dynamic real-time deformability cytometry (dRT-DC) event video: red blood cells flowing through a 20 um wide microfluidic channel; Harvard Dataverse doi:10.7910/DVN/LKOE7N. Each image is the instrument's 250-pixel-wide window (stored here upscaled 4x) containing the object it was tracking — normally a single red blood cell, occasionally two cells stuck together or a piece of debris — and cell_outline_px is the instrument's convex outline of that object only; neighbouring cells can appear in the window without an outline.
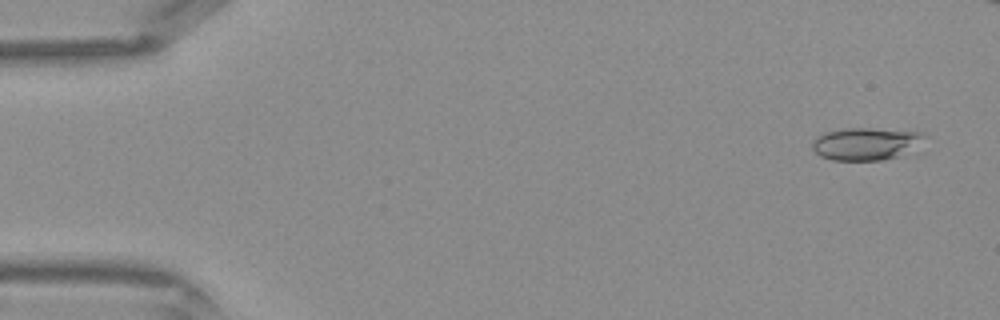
{"species": "Egyptian fruit bat (a non-hibernating species)", "species_latin": "Rousettus aegyptiacus", "temperature_condition": "warm", "stored_images_in_passage": 39, "camera_frame_rate_fps": 3000, "um_per_image_px": 0.085, "frame": {"image": 1, "passage_image": 2, "time_ms": 0.333, "image_size_px": [1000, 320], "cell_outline_px": [[924, 136], [916, 144], [896, 156], [884, 160], [832, 160], [820, 156], [812, 148], [812, 144], [816, 136], [824, 132], [844, 128], [872, 128], [924, 132]], "centroid_in_image_um": [73.48, 12.2], "position_along_channel_um": 11.5, "area_um2": 20.75}}
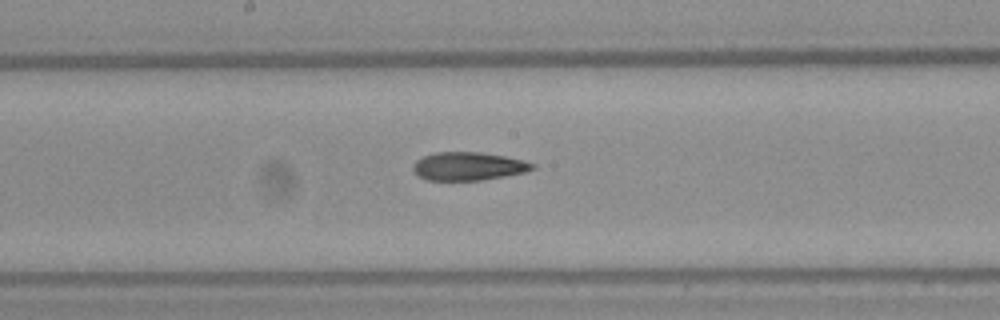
{"frame": {"image": 2, "passage_image": 22, "time_ms": 7.0, "image_size_px": [1000, 320], "cell_outline_px": [[536, 168], [524, 172], [484, 180], [428, 180], [420, 176], [412, 168], [412, 164], [416, 160], [424, 156], [436, 152], [480, 152], [504, 156], [524, 160], [536, 164]], "centroid_in_image_um": [39.83, 14.12], "position_along_channel_um": 208.4, "area_um2": 19.59}}
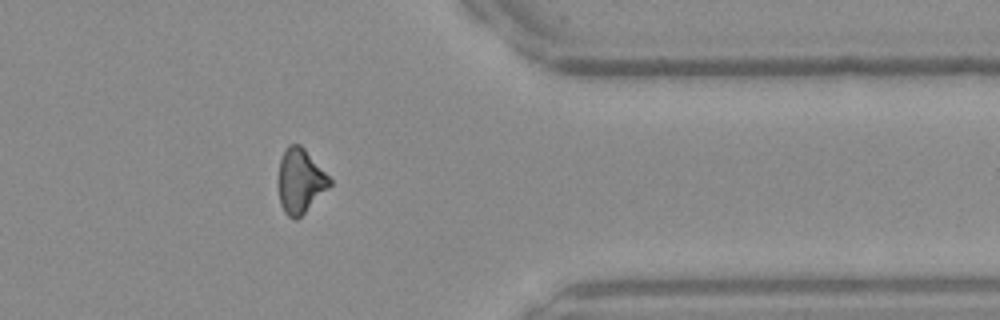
{"frame": {"image": 3, "passage_image": 34, "time_ms": 11.0, "image_size_px": [1000, 320], "cell_outline_px": [[332, 184], [296, 220], [288, 216], [284, 212], [280, 204], [276, 180], [280, 160], [284, 148], [288, 144], [300, 144], [304, 148], [332, 180]], "centroid_in_image_um": [25.47, 15.36], "position_along_channel_um": 385.9, "area_um2": 19.42}}